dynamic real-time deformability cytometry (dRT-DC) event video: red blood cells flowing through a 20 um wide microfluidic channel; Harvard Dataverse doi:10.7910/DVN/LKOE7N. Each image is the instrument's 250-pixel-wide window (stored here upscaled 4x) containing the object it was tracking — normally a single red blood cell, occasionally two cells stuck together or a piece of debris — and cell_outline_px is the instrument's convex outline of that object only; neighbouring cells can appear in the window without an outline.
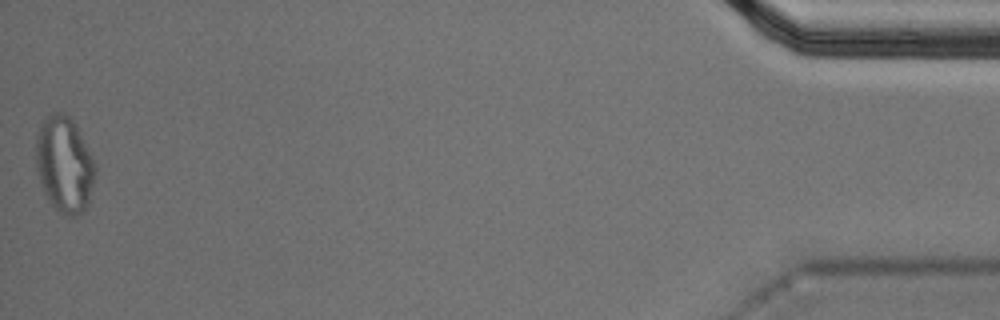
{"species": "Egyptian fruit bat (a non-hibernating species)", "species_latin": "Rousettus aegyptiacus", "temperature_condition": "cold", "stored_images_in_passage": 53, "segment_of_instrument_passage": [2, 2], "camera_frame_rate_fps": 3000, "um_per_image_px": 0.085, "animal": {"sex": "male"}, "frame": {"image": 1, "passage_image": 53, "time_ms": 17.333, "image_size_px": [1000, 320], "cell_outline_px": [[96, 176], [88, 208], [76, 216], [68, 216], [60, 212], [48, 200], [44, 192], [36, 168], [36, 136], [40, 124], [52, 112], [64, 112], [76, 124], [96, 164]], "centroid_in_image_um": [5.5, 13.99], "position_along_channel_um": 429.7, "area_um2": 33.52}}